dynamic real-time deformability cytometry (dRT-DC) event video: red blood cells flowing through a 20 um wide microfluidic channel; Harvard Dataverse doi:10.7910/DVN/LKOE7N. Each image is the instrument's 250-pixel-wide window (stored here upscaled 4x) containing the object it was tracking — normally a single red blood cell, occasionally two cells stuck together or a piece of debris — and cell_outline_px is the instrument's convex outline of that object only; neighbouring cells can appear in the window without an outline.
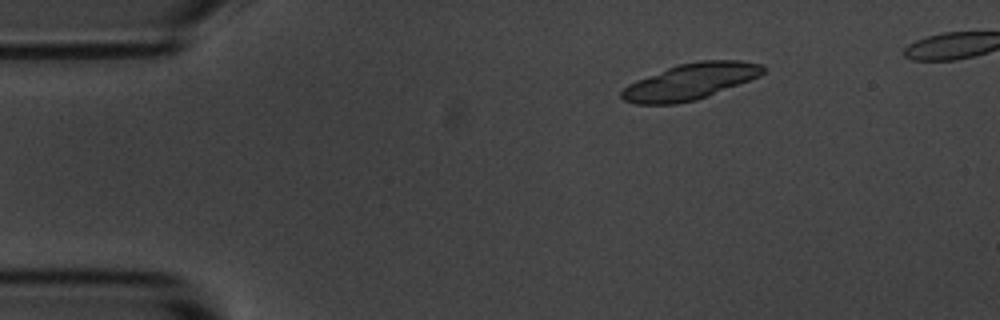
{"species": "common noctule bat (a hibernating species)", "species_latin": "Nyctalus noctula", "temperature_condition": "room temperature", "stored_images_in_passage": 6, "camera_frame_rate_fps": 3000, "um_per_image_px": 0.085, "animal": {"sex": "male", "body_mass_g": 20.1, "forearm_length_mm": 53.5}, "frame": {"image": 1, "passage_image": 3, "time_ms": 2.333, "image_size_px": [1000, 320], "cell_outline_px": [[768, 68], [760, 76], [708, 96], [696, 100], [676, 104], [636, 104], [624, 100], [620, 96], [620, 92], [628, 84], [636, 80], [668, 68], [680, 64], [700, 60], [740, 60], [764, 64]], "centroid_in_image_um": [58.71, 6.93], "position_along_channel_um": 26.3, "area_um2": 29.82}}